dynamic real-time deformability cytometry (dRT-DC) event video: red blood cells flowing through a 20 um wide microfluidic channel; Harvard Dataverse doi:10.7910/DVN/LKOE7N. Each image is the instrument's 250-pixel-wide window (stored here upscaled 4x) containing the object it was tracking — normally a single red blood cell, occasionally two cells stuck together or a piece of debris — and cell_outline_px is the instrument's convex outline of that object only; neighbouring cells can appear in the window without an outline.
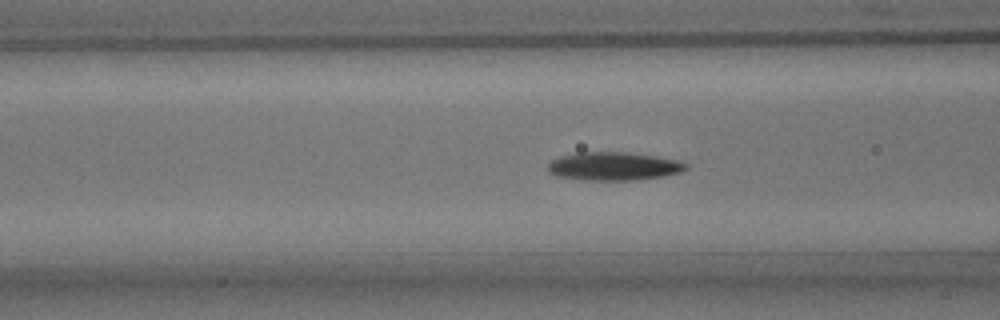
{"species": "common noctule bat (a hibernating species)", "species_latin": "Nyctalus noctula", "temperature_condition": "room temperature", "stored_images_in_passage": 52, "camera_frame_rate_fps": 3000, "um_per_image_px": 0.085, "animal": {"sex": "male", "body_mass_g": 15.6}, "frame": {"image": 1, "passage_image": 19, "time_ms": 6.0, "image_size_px": [1000, 320], "cell_outline_px": [[688, 168], [680, 172], [664, 176], [640, 180], [584, 180], [556, 176], [548, 172], [548, 164], [552, 160], [560, 156], [580, 152], [624, 152], [652, 156], [676, 160], [688, 164]], "centroid_in_image_um": [52.14, 14.14], "position_along_channel_um": 114.5, "area_um2": 22.72}}
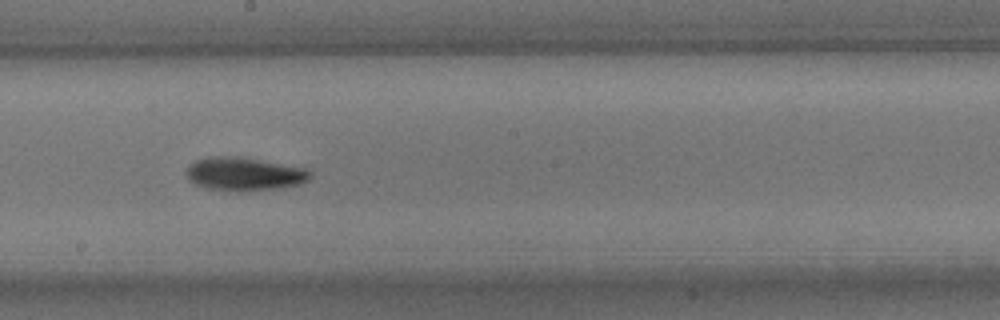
{"frame": {"image": 2, "passage_image": 28, "time_ms": 9.0, "image_size_px": [1000, 320], "cell_outline_px": [[312, 176], [308, 180], [300, 184], [280, 188], [236, 192], [204, 188], [188, 180], [188, 168], [196, 160], [208, 156], [240, 156], [304, 168], [312, 172]], "centroid_in_image_um": [20.77, 14.79], "position_along_channel_um": 227.4, "area_um2": 24.16}}
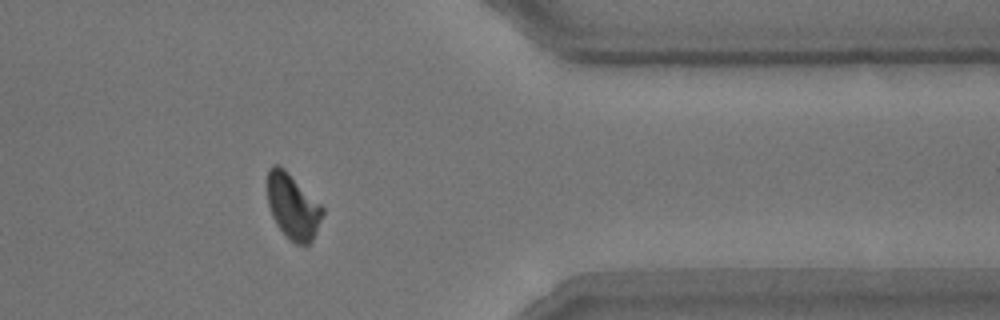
{"frame": {"image": 3, "passage_image": 42, "time_ms": 13.667, "image_size_px": [1000, 320], "cell_outline_px": [[324, 212], [316, 232], [312, 240], [308, 244], [296, 244], [276, 224], [272, 216], [268, 204], [268, 168], [272, 164], [276, 164], [284, 168], [324, 208]], "centroid_in_image_um": [24.88, 17.53], "position_along_channel_um": 386.5, "area_um2": 20.58}, "authors_computed_cell_mechanics": {"area_um2": 21.675, "velocity_mm_per_s": 3.7647, "shape_relaxation_time_tau1_ms": 2.5724, "shape_relaxation_time_tau2_ms": 3.956, "deformation_change_tau1": 0.1384, "deformation_change_tau2": 0.1003}}